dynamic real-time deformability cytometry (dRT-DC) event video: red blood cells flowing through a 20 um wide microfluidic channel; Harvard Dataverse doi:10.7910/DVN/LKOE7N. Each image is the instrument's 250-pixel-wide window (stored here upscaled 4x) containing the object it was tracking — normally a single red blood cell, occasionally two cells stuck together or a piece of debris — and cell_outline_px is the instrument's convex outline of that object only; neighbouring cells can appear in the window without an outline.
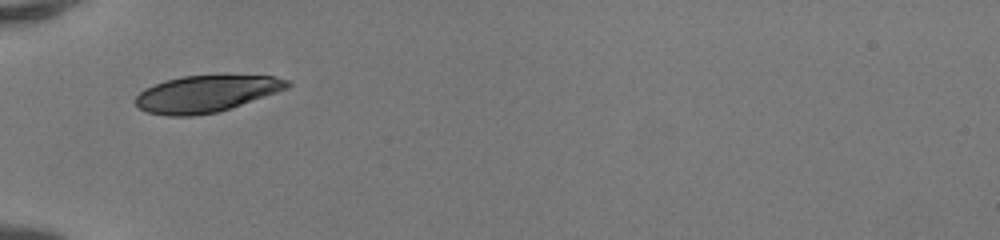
{"species": "human", "species_latin": "Homo sapiens", "temperature_condition": "room temperature", "stored_images_in_passage": 33, "camera_frame_rate_fps": 3000, "um_per_image_px": 0.085, "donor": {"sex": "female"}, "frame": {"image": 1, "passage_image": 1, "time_ms": 0.0, "image_size_px": [1000, 240], "cell_outline_px": [[292, 84], [288, 88], [216, 112], [192, 116], [168, 116], [148, 112], [140, 108], [132, 100], [144, 88], [168, 80], [184, 76], [276, 76], [292, 80]], "centroid_in_image_um": [17.51, 7.97], "position_along_channel_um": 67.5, "area_um2": 31.96}}
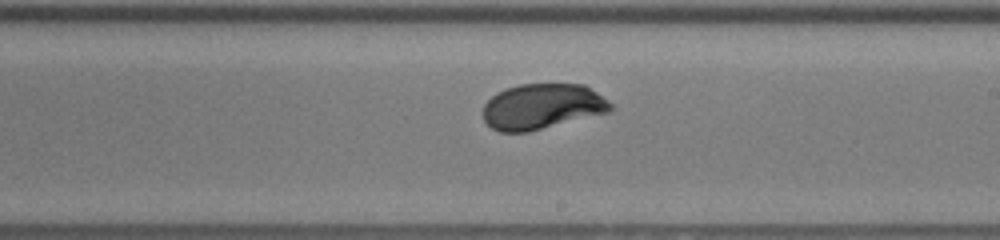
{"frame": {"image": 2, "passage_image": 14, "time_ms": 4.333, "image_size_px": [1000, 240], "cell_outline_px": [[612, 108], [608, 112], [528, 132], [500, 132], [492, 128], [484, 120], [484, 104], [496, 92], [520, 84], [584, 84], [608, 100], [612, 104]], "centroid_in_image_um": [46.07, 9.05], "position_along_channel_um": 242.9, "area_um2": 33.58}}
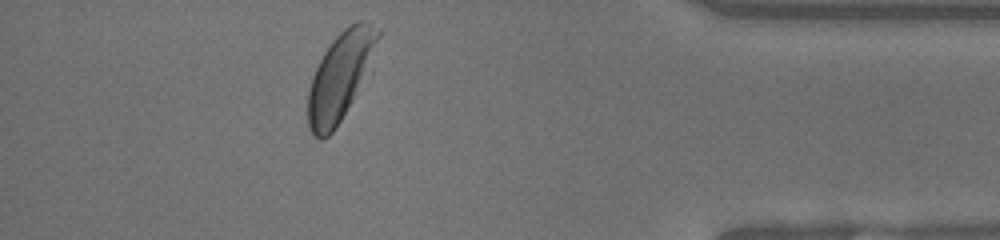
{"frame": {"image": 3, "passage_image": 28, "time_ms": 9.0, "image_size_px": [1000, 240], "cell_outline_px": [[380, 36], [372, 72], [336, 128], [324, 140], [320, 140], [312, 136], [308, 128], [308, 88], [312, 76], [324, 52], [332, 40], [344, 28], [356, 20], [364, 20], [380, 28]], "centroid_in_image_um": [28.99, 6.49], "position_along_channel_um": 406.2, "area_um2": 37.05}, "authors_computed_cell_mechanics": {"area_um2": 34.6222, "velocity_mm_per_s": 4.1633, "shape_relaxation_time_tau1_ms": 2.242, "shape_relaxation_time_tau2_ms": null, "deformation_change_tau1": 0.1273, "deformation_change_tau2": null}}